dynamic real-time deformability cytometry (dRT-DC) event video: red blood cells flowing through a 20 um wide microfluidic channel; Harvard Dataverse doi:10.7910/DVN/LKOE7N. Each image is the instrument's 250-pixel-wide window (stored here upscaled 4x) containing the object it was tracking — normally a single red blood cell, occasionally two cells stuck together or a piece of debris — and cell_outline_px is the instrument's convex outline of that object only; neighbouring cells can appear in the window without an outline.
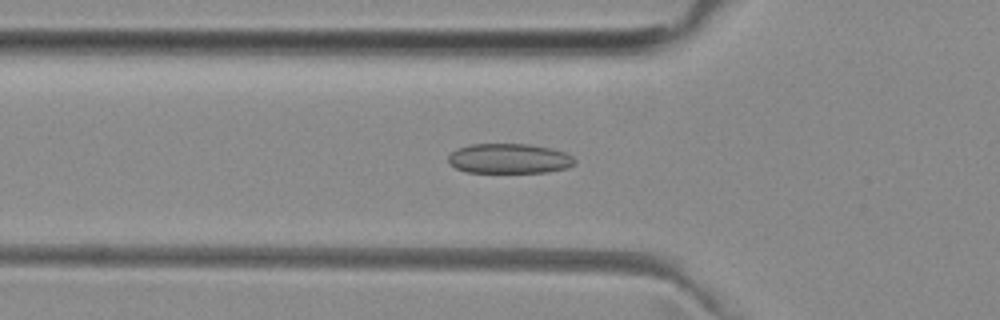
{"species": "common noctule bat (a hibernating species)", "species_latin": "Nyctalus noctula", "temperature_condition": "room temperature", "stored_images_in_passage": 52, "camera_frame_rate_fps": 3000, "um_per_image_px": 0.085, "animal": {"sex": "female", "body_mass_g": 29.2, "forearm_length_mm": 56.3}, "frame": {"image": 1, "passage_image": 18, "time_ms": 5.667, "image_size_px": [1000, 320], "cell_outline_px": [[576, 164], [568, 168], [548, 172], [464, 172], [448, 164], [448, 156], [456, 148], [472, 144], [528, 144], [552, 148], [564, 152], [572, 156], [576, 160]], "centroid_in_image_um": [43.29, 13.48], "position_along_channel_um": 82.5, "area_um2": 22.25}}
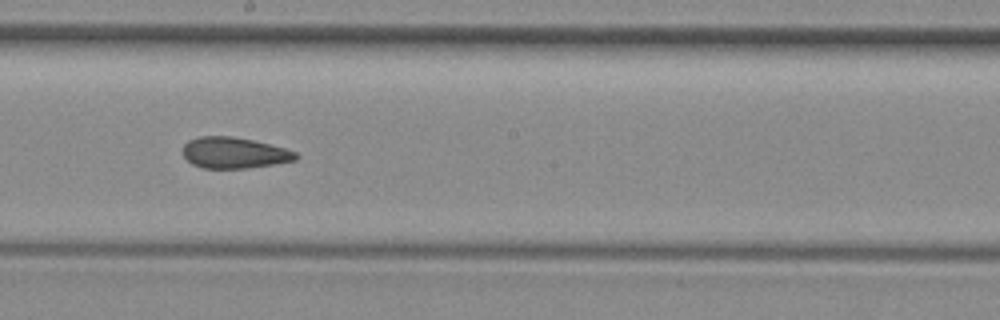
{"frame": {"image": 2, "passage_image": 29, "time_ms": 9.333, "image_size_px": [1000, 320], "cell_outline_px": [[300, 156], [296, 160], [248, 168], [204, 168], [192, 164], [184, 156], [184, 144], [188, 140], [200, 136], [232, 136], [252, 140], [288, 148], [296, 152]], "centroid_in_image_um": [19.94, 12.98], "position_along_channel_um": 228.3, "area_um2": 20.46}}
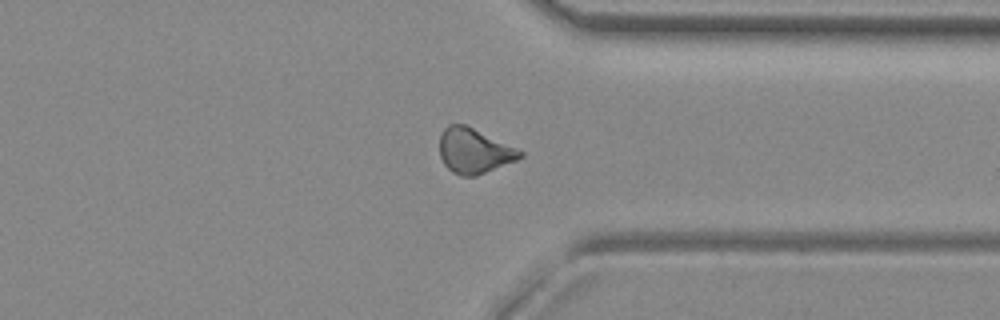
{"frame": {"image": 3, "passage_image": 40, "time_ms": 13.0, "image_size_px": [1000, 320], "cell_outline_px": [[524, 156], [516, 160], [476, 176], [460, 176], [452, 172], [444, 164], [440, 156], [440, 132], [448, 124], [468, 124], [520, 148], [524, 152]], "centroid_in_image_um": [40.33, 12.79], "position_along_channel_um": 371.1, "area_um2": 21.68}, "authors_computed_cell_mechanics": {"area_um2": 21.6461, "velocity_mm_per_s": 3.9686, "shape_relaxation_time_tau1_ms": null, "shape_relaxation_time_tau2_ms": 3.76, "deformation_change_tau1": null, "deformation_change_tau2": 0.0927}}